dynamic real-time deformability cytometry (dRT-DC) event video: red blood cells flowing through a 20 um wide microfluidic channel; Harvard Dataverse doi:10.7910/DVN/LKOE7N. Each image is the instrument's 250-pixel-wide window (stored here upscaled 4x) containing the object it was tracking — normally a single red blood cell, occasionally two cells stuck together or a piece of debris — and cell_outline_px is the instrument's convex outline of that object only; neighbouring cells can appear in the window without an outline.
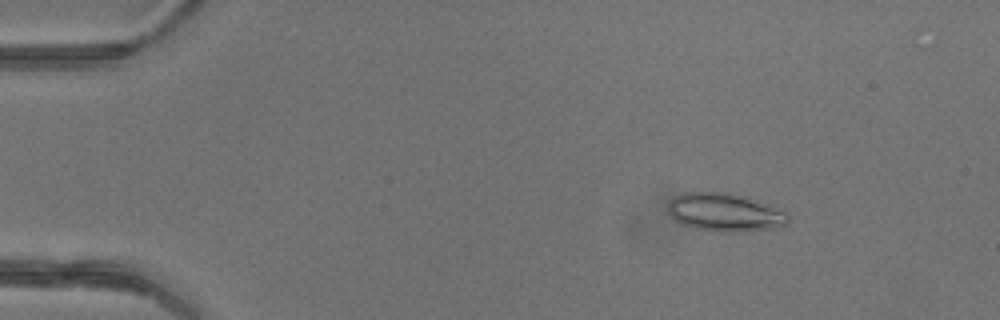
{"species": "common noctule bat (a hibernating species)", "species_latin": "Nyctalus noctula", "temperature_condition": "warm", "stored_images_in_passage": 48, "camera_frame_rate_fps": 3000, "um_per_image_px": 0.085, "animal": {"sex": "female"}, "frame": {"image": 1, "passage_image": 7, "time_ms": 2.0, "image_size_px": [1000, 320], "cell_outline_px": [[788, 224], [780, 228], [740, 232], [720, 232], [696, 228], [680, 224], [668, 212], [668, 200], [684, 192], [732, 192], [784, 208], [788, 212]], "centroid_in_image_um": [61.7, 18.04], "position_along_channel_um": 23.3, "area_um2": 27.51}}
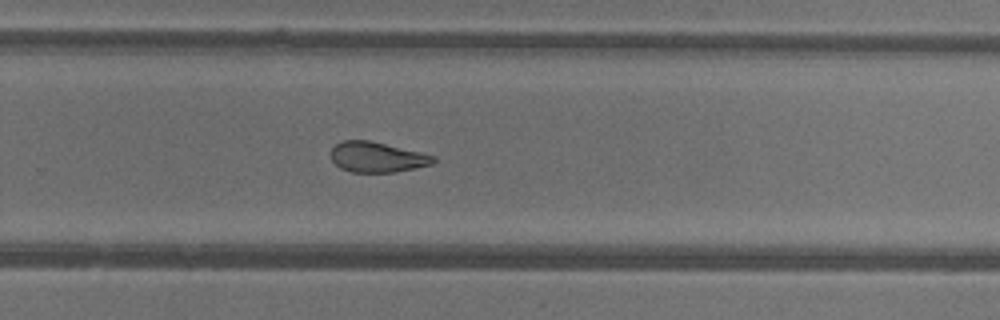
{"frame": {"image": 2, "passage_image": 32, "time_ms": 10.333, "image_size_px": [1000, 320], "cell_outline_px": [[436, 160], [432, 164], [416, 168], [392, 172], [352, 172], [340, 168], [332, 160], [332, 148], [336, 144], [344, 140], [368, 140], [420, 152], [436, 156]], "centroid_in_image_um": [32.06, 13.36], "position_along_channel_um": 297.7, "area_um2": 17.92}}
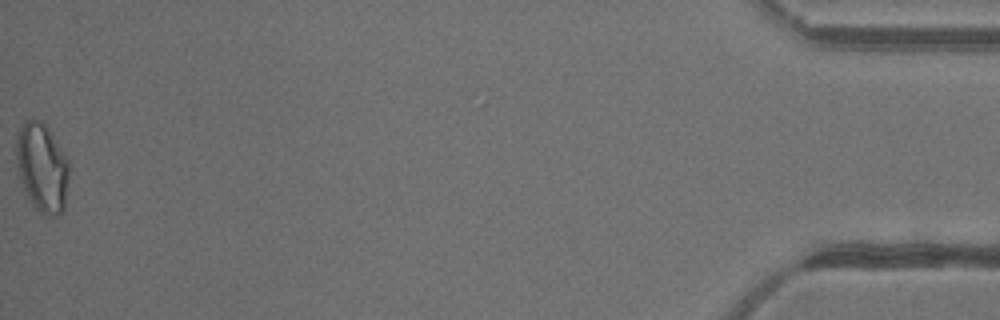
{"frame": {"image": 3, "passage_image": 48, "time_ms": 15.667, "image_size_px": [1000, 320], "cell_outline_px": [[68, 180], [64, 212], [56, 216], [48, 216], [40, 212], [32, 204], [24, 188], [16, 164], [16, 140], [20, 128], [24, 120], [32, 116], [40, 120], [48, 128], [56, 140], [68, 160]], "centroid_in_image_um": [3.58, 14.22], "position_along_channel_um": 431.6, "area_um2": 27.4}, "authors_computed_cell_mechanics": {"area_um2": 21.675, "velocity_mm_per_s": 4.373, "shape_relaxation_time_tau1_ms": null, "shape_relaxation_time_tau2_ms": 2.1388, "deformation_change_tau1": null, "deformation_change_tau2": 0.0741}}